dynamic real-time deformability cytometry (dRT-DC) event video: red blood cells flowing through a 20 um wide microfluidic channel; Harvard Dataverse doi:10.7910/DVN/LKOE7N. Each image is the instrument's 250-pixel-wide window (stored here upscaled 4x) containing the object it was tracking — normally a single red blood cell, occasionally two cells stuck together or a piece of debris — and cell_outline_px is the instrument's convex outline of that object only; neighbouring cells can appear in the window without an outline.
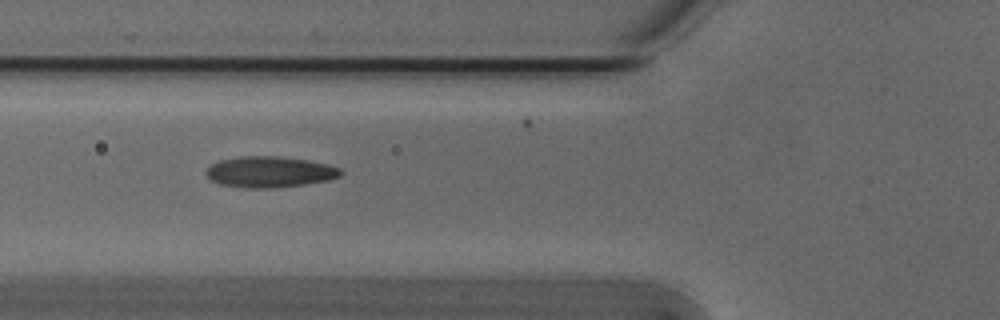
{"species": "Egyptian fruit bat (a non-hibernating species)", "species_latin": "Rousettus aegyptiacus", "temperature_condition": "cold", "stored_images_in_passage": 39, "camera_frame_rate_fps": 3000, "um_per_image_px": 0.085, "animal": {"sex": "male"}, "frame": {"image": 1, "passage_image": 14, "time_ms": 4.333, "image_size_px": [1000, 320], "cell_outline_px": [[344, 172], [340, 176], [328, 180], [304, 184], [276, 188], [248, 188], [220, 184], [212, 180], [204, 172], [212, 164], [220, 160], [240, 156], [276, 156], [308, 160], [328, 164], [340, 168]], "centroid_in_image_um": [22.94, 14.61], "position_along_channel_um": 102.9, "area_um2": 24.28}}
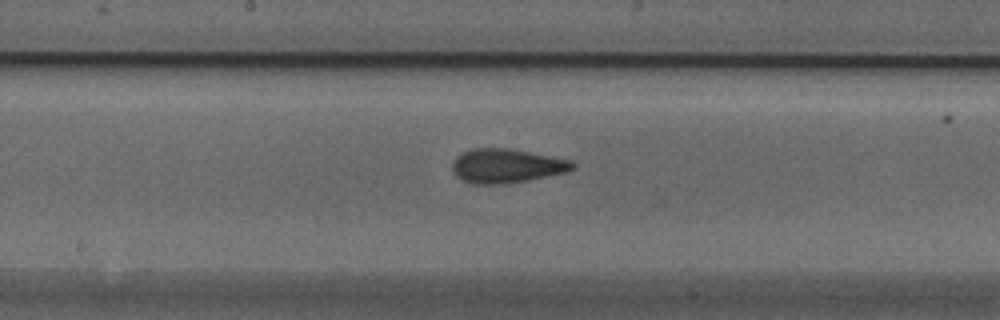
{"frame": {"image": 2, "passage_image": 22, "time_ms": 7.0, "image_size_px": [1000, 320], "cell_outline_px": [[576, 168], [568, 172], [528, 180], [504, 184], [472, 184], [456, 176], [452, 172], [452, 164], [456, 156], [464, 152], [476, 148], [512, 148], [572, 160], [576, 164]], "centroid_in_image_um": [43.09, 14.1], "position_along_channel_um": 205.1, "area_um2": 24.16}}
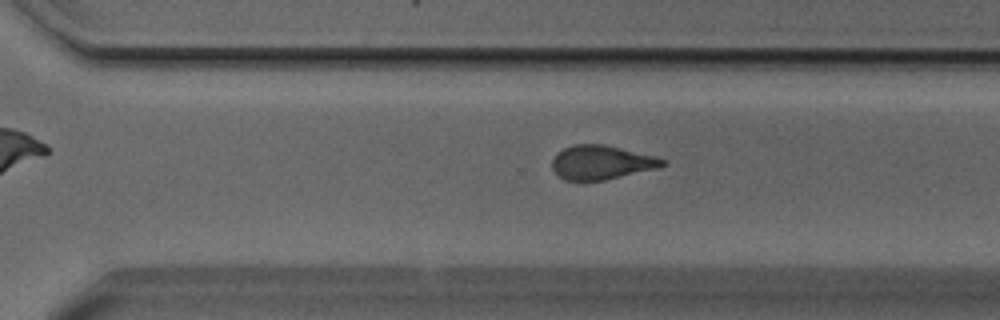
{"frame": {"image": 3, "passage_image": 31, "time_ms": 10.0, "image_size_px": [1000, 320], "cell_outline_px": [[668, 164], [660, 168], [604, 180], [584, 184], [564, 180], [552, 168], [552, 160], [556, 152], [572, 144], [604, 144], [656, 156], [664, 160]], "centroid_in_image_um": [51.1, 13.84], "position_along_channel_um": 319.5, "area_um2": 22.6}}